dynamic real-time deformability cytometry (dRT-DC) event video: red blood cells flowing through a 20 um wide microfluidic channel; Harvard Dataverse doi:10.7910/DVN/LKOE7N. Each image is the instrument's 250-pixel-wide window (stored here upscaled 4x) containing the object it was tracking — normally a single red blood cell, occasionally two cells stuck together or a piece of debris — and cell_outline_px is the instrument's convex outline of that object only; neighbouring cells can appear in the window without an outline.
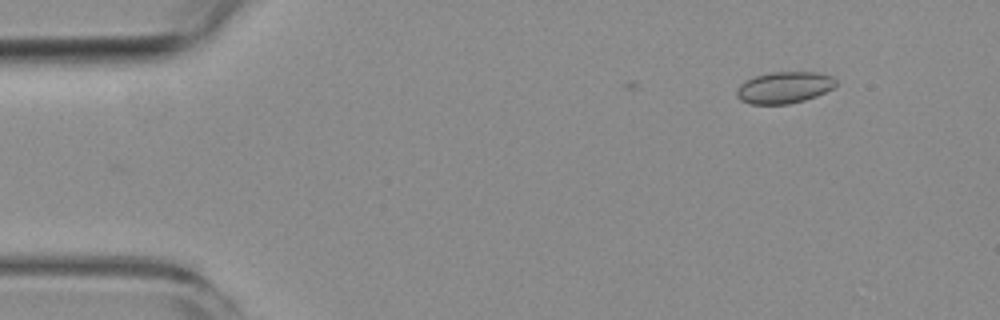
{"species": "common noctule bat (a hibernating species)", "species_latin": "Nyctalus noctula", "temperature_condition": "room temperature", "stored_images_in_passage": 3, "camera_frame_rate_fps": 3000, "um_per_image_px": 0.085, "animal": {"sex": "female", "body_mass_g": 19.3, "forearm_length_mm": 54.1}, "frame": {"image": 1, "passage_image": 3, "time_ms": 2.333, "image_size_px": [1000, 320], "cell_outline_px": [[836, 84], [832, 88], [816, 96], [804, 100], [788, 104], [748, 104], [740, 100], [736, 96], [736, 88], [744, 80], [756, 76], [772, 72], [816, 72], [832, 76], [836, 80]], "centroid_in_image_um": [66.61, 7.44], "position_along_channel_um": 18.4, "area_um2": 18.32}}